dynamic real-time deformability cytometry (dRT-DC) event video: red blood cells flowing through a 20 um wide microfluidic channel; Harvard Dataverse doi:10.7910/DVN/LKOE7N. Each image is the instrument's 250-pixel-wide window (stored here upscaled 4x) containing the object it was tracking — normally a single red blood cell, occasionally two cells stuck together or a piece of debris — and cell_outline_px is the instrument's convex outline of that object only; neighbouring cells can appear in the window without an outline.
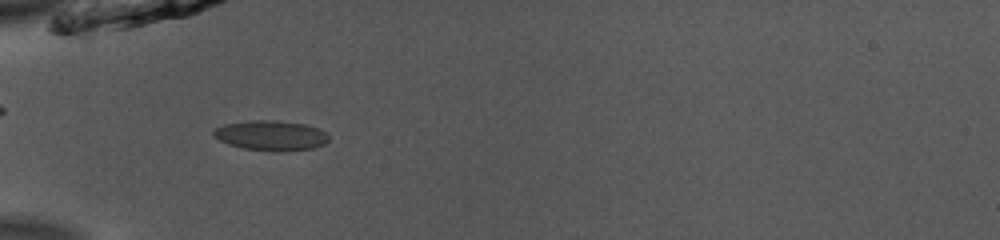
{"species": "common noctule bat (a hibernating species)", "species_latin": "Nyctalus noctula", "temperature_condition": "room temperature", "stored_images_in_passage": 36, "camera_frame_rate_fps": 3000, "um_per_image_px": 0.085, "animal": {"sex": "male", "body_mass_g": 13.0, "forearm_length_mm": 53.1}, "frame": {"image": 1, "passage_image": 1, "time_ms": 0.0, "image_size_px": [1000, 240], "cell_outline_px": [[328, 140], [324, 144], [312, 148], [244, 148], [228, 144], [220, 140], [212, 132], [212, 128], [224, 124], [252, 120], [276, 120], [304, 124], [316, 128], [324, 132], [328, 136]], "centroid_in_image_um": [22.96, 11.45], "position_along_channel_um": 62.0, "area_um2": 19.02}}
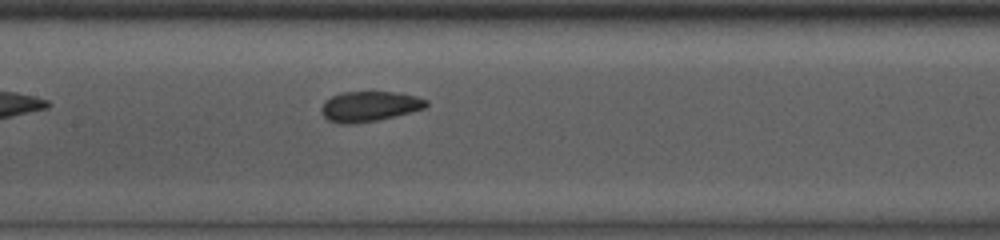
{"frame": {"image": 2, "passage_image": 10, "time_ms": 3.0, "image_size_px": [1000, 240], "cell_outline_px": [[428, 104], [424, 108], [376, 120], [352, 124], [340, 124], [328, 120], [320, 112], [320, 108], [324, 100], [340, 92], [396, 92], [416, 96], [428, 100]], "centroid_in_image_um": [31.34, 9.03], "position_along_channel_um": 176.1, "area_um2": 18.38}}
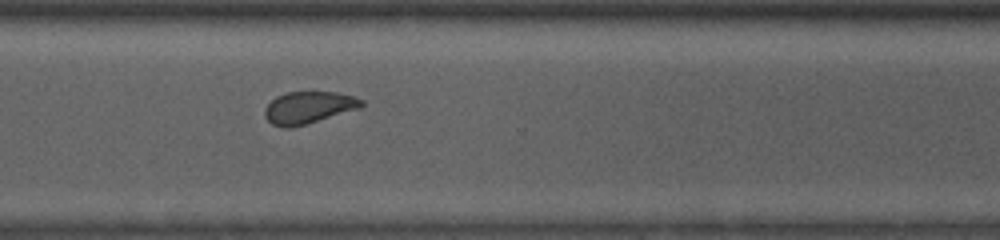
{"frame": {"image": 3, "passage_image": 23, "time_ms": 7.333, "image_size_px": [1000, 240], "cell_outline_px": [[364, 104], [360, 108], [304, 124], [288, 128], [284, 128], [272, 124], [264, 116], [264, 108], [276, 96], [288, 92], [336, 92], [352, 96], [364, 100]], "centroid_in_image_um": [26.2, 9.13], "position_along_channel_um": 344.4, "area_um2": 17.86}, "authors_computed_cell_mechanics": {"area_um2": 18.2937, "velocity_mm_per_s": 3.9119, "shape_relaxation_time_tau1_ms": 5.2384, "shape_relaxation_time_tau2_ms": 1.9102, "deformation_change_tau1": 0.0947, "deformation_change_tau2": 0.0461}}